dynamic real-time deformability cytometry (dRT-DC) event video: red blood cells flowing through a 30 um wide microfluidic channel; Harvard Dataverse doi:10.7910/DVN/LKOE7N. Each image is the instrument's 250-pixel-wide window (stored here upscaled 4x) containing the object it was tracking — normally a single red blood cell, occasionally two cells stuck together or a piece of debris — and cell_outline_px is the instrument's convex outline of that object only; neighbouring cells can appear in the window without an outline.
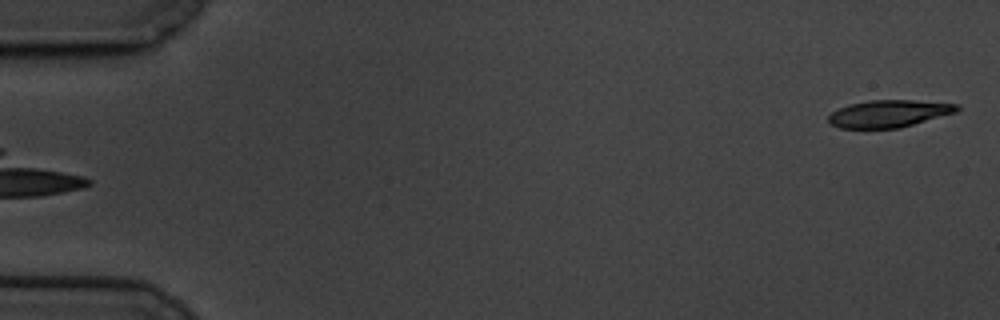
{"species": "common noctule bat (a hibernating species)", "species_latin": "Nyctalus noctula", "temperature_condition": "cold", "stored_images_in_passage": 60, "camera_frame_rate_fps": 3000, "um_per_image_px": 0.085, "animal": {"sex": "male", "body_mass_g": 19.5, "forearm_length_mm": 54.6}, "frame": {"image": 1, "passage_image": 2, "time_ms": 0.333, "image_size_px": [1000, 320], "cell_outline_px": [[960, 108], [956, 112], [900, 128], [840, 128], [832, 124], [828, 120], [828, 116], [832, 112], [848, 104], [868, 100], [912, 100], [960, 104]], "centroid_in_image_um": [75.56, 9.65], "position_along_channel_um": 9.4, "area_um2": 20.35}}
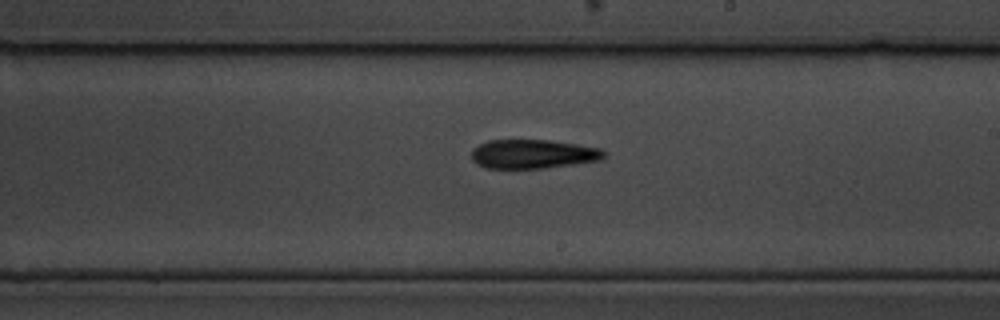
{"frame": {"image": 2, "passage_image": 35, "time_ms": 11.333, "image_size_px": [1000, 320], "cell_outline_px": [[608, 152], [600, 160], [544, 168], [484, 168], [476, 164], [472, 160], [472, 148], [488, 140], [552, 140], [600, 148]], "centroid_in_image_um": [45.29, 13.09], "position_along_channel_um": 243.7, "area_um2": 22.48}}
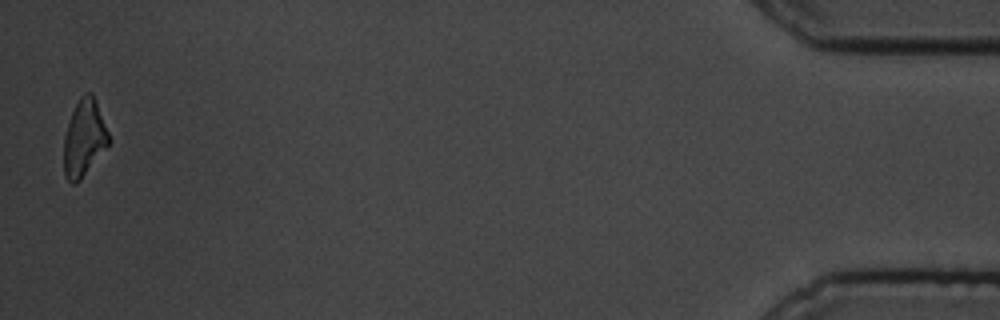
{"frame": {"image": 3, "passage_image": 59, "time_ms": 19.333, "image_size_px": [1000, 320], "cell_outline_px": [[108, 144], [80, 180], [76, 184], [72, 184], [68, 180], [64, 172], [64, 136], [72, 112], [80, 96], [84, 92], [92, 92], [108, 132]], "centroid_in_image_um": [7.12, 11.73], "position_along_channel_um": 428.1, "area_um2": 19.54}, "authors_computed_cell_mechanics": {"area_um2": 21.964, "velocity_mm_per_s": 3.3895, "shape_relaxation_time_tau1_ms": 5.2464, "shape_relaxation_time_tau2_ms": 4.4677, "deformation_change_tau1": 0.1632, "deformation_change_tau2": 0.1564}}